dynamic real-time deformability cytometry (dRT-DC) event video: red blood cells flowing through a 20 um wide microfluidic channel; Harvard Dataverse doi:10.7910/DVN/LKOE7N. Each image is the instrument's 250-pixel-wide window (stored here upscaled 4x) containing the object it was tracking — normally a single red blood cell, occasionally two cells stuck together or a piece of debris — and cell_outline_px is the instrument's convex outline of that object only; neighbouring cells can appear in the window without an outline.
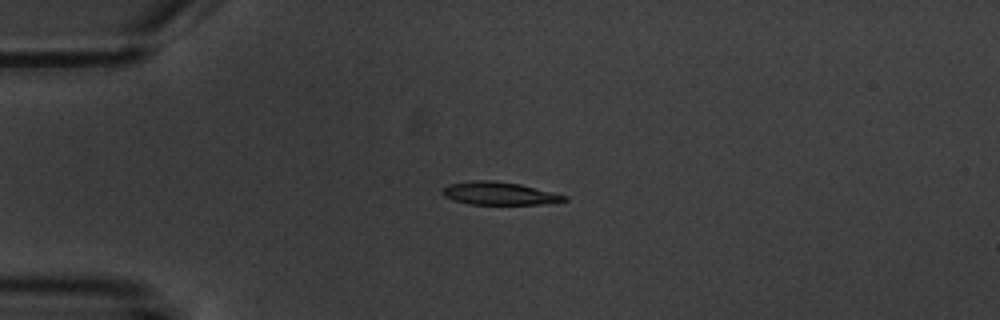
{"species": "common noctule bat (a hibernating species)", "species_latin": "Nyctalus noctula", "temperature_condition": "warm", "stored_images_in_passage": 4, "camera_frame_rate_fps": 3000, "um_per_image_px": 0.085, "animal": {"sex": "male", "body_mass_g": 20.1, "forearm_length_mm": 53.5}, "frame": {"image": 1, "passage_image": 4, "time_ms": 4.333, "image_size_px": [1000, 320], "cell_outline_px": [[568, 200], [540, 204], [468, 204], [444, 196], [440, 192], [448, 184], [472, 180], [492, 180], [520, 184], [568, 196]], "centroid_in_image_um": [42.41, 16.43], "position_along_channel_um": 42.6, "area_um2": 16.13}}